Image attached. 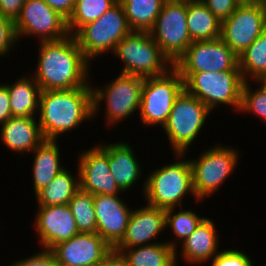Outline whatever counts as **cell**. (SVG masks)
Segmentation results:
<instances>
[{"instance_id": "cell-1", "label": "cell", "mask_w": 266, "mask_h": 266, "mask_svg": "<svg viewBox=\"0 0 266 266\" xmlns=\"http://www.w3.org/2000/svg\"><path fill=\"white\" fill-rule=\"evenodd\" d=\"M38 46L37 67L32 75L41 91L92 87L88 78L92 62L84 56L74 35L39 42Z\"/></svg>"}, {"instance_id": "cell-2", "label": "cell", "mask_w": 266, "mask_h": 266, "mask_svg": "<svg viewBox=\"0 0 266 266\" xmlns=\"http://www.w3.org/2000/svg\"><path fill=\"white\" fill-rule=\"evenodd\" d=\"M38 115L44 139L58 140L93 119L92 87L41 91Z\"/></svg>"}, {"instance_id": "cell-3", "label": "cell", "mask_w": 266, "mask_h": 266, "mask_svg": "<svg viewBox=\"0 0 266 266\" xmlns=\"http://www.w3.org/2000/svg\"><path fill=\"white\" fill-rule=\"evenodd\" d=\"M174 155L176 162L148 172L142 183V195L146 204L164 210L178 209V205L184 207L182 200L189 194L195 198V203L201 202L194 193L189 159H184L185 153H174Z\"/></svg>"}, {"instance_id": "cell-4", "label": "cell", "mask_w": 266, "mask_h": 266, "mask_svg": "<svg viewBox=\"0 0 266 266\" xmlns=\"http://www.w3.org/2000/svg\"><path fill=\"white\" fill-rule=\"evenodd\" d=\"M179 73L184 80V90L211 111L223 104L239 113L244 82L240 70Z\"/></svg>"}, {"instance_id": "cell-5", "label": "cell", "mask_w": 266, "mask_h": 266, "mask_svg": "<svg viewBox=\"0 0 266 266\" xmlns=\"http://www.w3.org/2000/svg\"><path fill=\"white\" fill-rule=\"evenodd\" d=\"M113 54L123 63L121 74L149 78L173 68L149 32L132 31L116 45Z\"/></svg>"}, {"instance_id": "cell-6", "label": "cell", "mask_w": 266, "mask_h": 266, "mask_svg": "<svg viewBox=\"0 0 266 266\" xmlns=\"http://www.w3.org/2000/svg\"><path fill=\"white\" fill-rule=\"evenodd\" d=\"M143 84V77L119 73L102 88L92 85L93 118H97L103 100L106 112L104 118L108 127L125 121L137 110L139 112Z\"/></svg>"}, {"instance_id": "cell-7", "label": "cell", "mask_w": 266, "mask_h": 266, "mask_svg": "<svg viewBox=\"0 0 266 266\" xmlns=\"http://www.w3.org/2000/svg\"><path fill=\"white\" fill-rule=\"evenodd\" d=\"M131 32L124 8L118 1L99 19L82 26L74 37L84 56L91 62L102 54L113 53L116 45Z\"/></svg>"}, {"instance_id": "cell-8", "label": "cell", "mask_w": 266, "mask_h": 266, "mask_svg": "<svg viewBox=\"0 0 266 266\" xmlns=\"http://www.w3.org/2000/svg\"><path fill=\"white\" fill-rule=\"evenodd\" d=\"M212 112L197 97L185 90L175 99L166 124L164 133L174 153H188L189 147L205 126L207 117Z\"/></svg>"}, {"instance_id": "cell-9", "label": "cell", "mask_w": 266, "mask_h": 266, "mask_svg": "<svg viewBox=\"0 0 266 266\" xmlns=\"http://www.w3.org/2000/svg\"><path fill=\"white\" fill-rule=\"evenodd\" d=\"M216 145V146H215ZM204 150L198 157L189 159L192 169L193 189L196 198L204 202L237 169L238 150L229 145L215 144Z\"/></svg>"}, {"instance_id": "cell-10", "label": "cell", "mask_w": 266, "mask_h": 266, "mask_svg": "<svg viewBox=\"0 0 266 266\" xmlns=\"http://www.w3.org/2000/svg\"><path fill=\"white\" fill-rule=\"evenodd\" d=\"M183 90L184 80L174 67L162 76L144 78L139 111L143 126L163 128L175 99Z\"/></svg>"}, {"instance_id": "cell-11", "label": "cell", "mask_w": 266, "mask_h": 266, "mask_svg": "<svg viewBox=\"0 0 266 266\" xmlns=\"http://www.w3.org/2000/svg\"><path fill=\"white\" fill-rule=\"evenodd\" d=\"M149 34L174 65L192 43L187 28V3L164 2Z\"/></svg>"}, {"instance_id": "cell-12", "label": "cell", "mask_w": 266, "mask_h": 266, "mask_svg": "<svg viewBox=\"0 0 266 266\" xmlns=\"http://www.w3.org/2000/svg\"><path fill=\"white\" fill-rule=\"evenodd\" d=\"M17 39L37 37L39 42L59 40L69 35L67 19L44 0H26L14 21ZM22 37V38H21Z\"/></svg>"}, {"instance_id": "cell-13", "label": "cell", "mask_w": 266, "mask_h": 266, "mask_svg": "<svg viewBox=\"0 0 266 266\" xmlns=\"http://www.w3.org/2000/svg\"><path fill=\"white\" fill-rule=\"evenodd\" d=\"M173 67L178 72L240 70L239 56L221 38L193 41Z\"/></svg>"}, {"instance_id": "cell-14", "label": "cell", "mask_w": 266, "mask_h": 266, "mask_svg": "<svg viewBox=\"0 0 266 266\" xmlns=\"http://www.w3.org/2000/svg\"><path fill=\"white\" fill-rule=\"evenodd\" d=\"M265 30L266 13L261 4H240L221 22L220 38L240 56Z\"/></svg>"}, {"instance_id": "cell-15", "label": "cell", "mask_w": 266, "mask_h": 266, "mask_svg": "<svg viewBox=\"0 0 266 266\" xmlns=\"http://www.w3.org/2000/svg\"><path fill=\"white\" fill-rule=\"evenodd\" d=\"M77 161L81 190L92 195L124 193L111 174L109 155L98 143L80 153Z\"/></svg>"}, {"instance_id": "cell-16", "label": "cell", "mask_w": 266, "mask_h": 266, "mask_svg": "<svg viewBox=\"0 0 266 266\" xmlns=\"http://www.w3.org/2000/svg\"><path fill=\"white\" fill-rule=\"evenodd\" d=\"M34 219L40 247L52 249L60 242L67 241L79 234L75 218L66 205L38 206Z\"/></svg>"}, {"instance_id": "cell-17", "label": "cell", "mask_w": 266, "mask_h": 266, "mask_svg": "<svg viewBox=\"0 0 266 266\" xmlns=\"http://www.w3.org/2000/svg\"><path fill=\"white\" fill-rule=\"evenodd\" d=\"M58 264L64 266H97L112 247L97 233H79L51 249Z\"/></svg>"}, {"instance_id": "cell-18", "label": "cell", "mask_w": 266, "mask_h": 266, "mask_svg": "<svg viewBox=\"0 0 266 266\" xmlns=\"http://www.w3.org/2000/svg\"><path fill=\"white\" fill-rule=\"evenodd\" d=\"M97 234L114 248L125 234L132 207L119 195H93Z\"/></svg>"}, {"instance_id": "cell-19", "label": "cell", "mask_w": 266, "mask_h": 266, "mask_svg": "<svg viewBox=\"0 0 266 266\" xmlns=\"http://www.w3.org/2000/svg\"><path fill=\"white\" fill-rule=\"evenodd\" d=\"M166 210L148 204L132 210L122 240L114 248H132L159 243L155 238L166 231Z\"/></svg>"}, {"instance_id": "cell-20", "label": "cell", "mask_w": 266, "mask_h": 266, "mask_svg": "<svg viewBox=\"0 0 266 266\" xmlns=\"http://www.w3.org/2000/svg\"><path fill=\"white\" fill-rule=\"evenodd\" d=\"M37 117H11L0 125V141L18 155L30 154L43 141Z\"/></svg>"}, {"instance_id": "cell-21", "label": "cell", "mask_w": 266, "mask_h": 266, "mask_svg": "<svg viewBox=\"0 0 266 266\" xmlns=\"http://www.w3.org/2000/svg\"><path fill=\"white\" fill-rule=\"evenodd\" d=\"M99 145L109 155V168L116 184L125 193L129 191L143 175V167L139 163L131 144L125 141ZM129 189V190H128Z\"/></svg>"}, {"instance_id": "cell-22", "label": "cell", "mask_w": 266, "mask_h": 266, "mask_svg": "<svg viewBox=\"0 0 266 266\" xmlns=\"http://www.w3.org/2000/svg\"><path fill=\"white\" fill-rule=\"evenodd\" d=\"M215 222L206 217L196 230L180 244V257L185 264L208 263L219 252V233Z\"/></svg>"}, {"instance_id": "cell-23", "label": "cell", "mask_w": 266, "mask_h": 266, "mask_svg": "<svg viewBox=\"0 0 266 266\" xmlns=\"http://www.w3.org/2000/svg\"><path fill=\"white\" fill-rule=\"evenodd\" d=\"M58 140L45 139L33 152L32 178L34 195L48 185L66 167L61 166Z\"/></svg>"}, {"instance_id": "cell-24", "label": "cell", "mask_w": 266, "mask_h": 266, "mask_svg": "<svg viewBox=\"0 0 266 266\" xmlns=\"http://www.w3.org/2000/svg\"><path fill=\"white\" fill-rule=\"evenodd\" d=\"M13 117H36L39 112L40 86L30 74L6 83ZM37 114V115H36Z\"/></svg>"}, {"instance_id": "cell-25", "label": "cell", "mask_w": 266, "mask_h": 266, "mask_svg": "<svg viewBox=\"0 0 266 266\" xmlns=\"http://www.w3.org/2000/svg\"><path fill=\"white\" fill-rule=\"evenodd\" d=\"M122 253L128 266H177L175 249L166 241L132 248H113Z\"/></svg>"}, {"instance_id": "cell-26", "label": "cell", "mask_w": 266, "mask_h": 266, "mask_svg": "<svg viewBox=\"0 0 266 266\" xmlns=\"http://www.w3.org/2000/svg\"><path fill=\"white\" fill-rule=\"evenodd\" d=\"M187 28L192 42L221 36V22L201 0L187 3Z\"/></svg>"}, {"instance_id": "cell-27", "label": "cell", "mask_w": 266, "mask_h": 266, "mask_svg": "<svg viewBox=\"0 0 266 266\" xmlns=\"http://www.w3.org/2000/svg\"><path fill=\"white\" fill-rule=\"evenodd\" d=\"M77 174L71 173L67 168L63 169L35 196L38 206L66 205L74 194L80 189L79 169Z\"/></svg>"}, {"instance_id": "cell-28", "label": "cell", "mask_w": 266, "mask_h": 266, "mask_svg": "<svg viewBox=\"0 0 266 266\" xmlns=\"http://www.w3.org/2000/svg\"><path fill=\"white\" fill-rule=\"evenodd\" d=\"M132 31L149 32L159 15L164 0H119Z\"/></svg>"}, {"instance_id": "cell-29", "label": "cell", "mask_w": 266, "mask_h": 266, "mask_svg": "<svg viewBox=\"0 0 266 266\" xmlns=\"http://www.w3.org/2000/svg\"><path fill=\"white\" fill-rule=\"evenodd\" d=\"M176 212V208L166 210V229L170 227L169 231H172V239L166 240V242L175 249V260L178 266L179 258V243L186 240L198 227V225L206 218L198 215L196 212L190 209L179 208ZM172 240V241H171ZM179 242V243H178ZM178 243V244H177Z\"/></svg>"}, {"instance_id": "cell-30", "label": "cell", "mask_w": 266, "mask_h": 266, "mask_svg": "<svg viewBox=\"0 0 266 266\" xmlns=\"http://www.w3.org/2000/svg\"><path fill=\"white\" fill-rule=\"evenodd\" d=\"M239 69L244 82L266 76V30L239 56Z\"/></svg>"}, {"instance_id": "cell-31", "label": "cell", "mask_w": 266, "mask_h": 266, "mask_svg": "<svg viewBox=\"0 0 266 266\" xmlns=\"http://www.w3.org/2000/svg\"><path fill=\"white\" fill-rule=\"evenodd\" d=\"M119 0H77L67 19L69 34L74 35L82 26L99 19Z\"/></svg>"}, {"instance_id": "cell-32", "label": "cell", "mask_w": 266, "mask_h": 266, "mask_svg": "<svg viewBox=\"0 0 266 266\" xmlns=\"http://www.w3.org/2000/svg\"><path fill=\"white\" fill-rule=\"evenodd\" d=\"M68 206L75 218L79 233H97L92 194L79 189L68 203Z\"/></svg>"}, {"instance_id": "cell-33", "label": "cell", "mask_w": 266, "mask_h": 266, "mask_svg": "<svg viewBox=\"0 0 266 266\" xmlns=\"http://www.w3.org/2000/svg\"><path fill=\"white\" fill-rule=\"evenodd\" d=\"M251 81L243 82L240 112L256 115L266 122V87L261 81H254L257 88L251 89ZM258 84V85H257Z\"/></svg>"}, {"instance_id": "cell-34", "label": "cell", "mask_w": 266, "mask_h": 266, "mask_svg": "<svg viewBox=\"0 0 266 266\" xmlns=\"http://www.w3.org/2000/svg\"><path fill=\"white\" fill-rule=\"evenodd\" d=\"M211 260V266H253L250 256L238 249L219 251Z\"/></svg>"}, {"instance_id": "cell-35", "label": "cell", "mask_w": 266, "mask_h": 266, "mask_svg": "<svg viewBox=\"0 0 266 266\" xmlns=\"http://www.w3.org/2000/svg\"><path fill=\"white\" fill-rule=\"evenodd\" d=\"M18 43L14 21L0 15V58L11 53Z\"/></svg>"}, {"instance_id": "cell-36", "label": "cell", "mask_w": 266, "mask_h": 266, "mask_svg": "<svg viewBox=\"0 0 266 266\" xmlns=\"http://www.w3.org/2000/svg\"><path fill=\"white\" fill-rule=\"evenodd\" d=\"M57 258L51 249L42 248L30 257L19 259L10 266H57Z\"/></svg>"}, {"instance_id": "cell-37", "label": "cell", "mask_w": 266, "mask_h": 266, "mask_svg": "<svg viewBox=\"0 0 266 266\" xmlns=\"http://www.w3.org/2000/svg\"><path fill=\"white\" fill-rule=\"evenodd\" d=\"M206 7L219 19H227L240 5L238 0H201Z\"/></svg>"}, {"instance_id": "cell-38", "label": "cell", "mask_w": 266, "mask_h": 266, "mask_svg": "<svg viewBox=\"0 0 266 266\" xmlns=\"http://www.w3.org/2000/svg\"><path fill=\"white\" fill-rule=\"evenodd\" d=\"M25 2L26 0H0V15L15 21Z\"/></svg>"}, {"instance_id": "cell-39", "label": "cell", "mask_w": 266, "mask_h": 266, "mask_svg": "<svg viewBox=\"0 0 266 266\" xmlns=\"http://www.w3.org/2000/svg\"><path fill=\"white\" fill-rule=\"evenodd\" d=\"M12 117L9 92L6 84H0V125Z\"/></svg>"}, {"instance_id": "cell-40", "label": "cell", "mask_w": 266, "mask_h": 266, "mask_svg": "<svg viewBox=\"0 0 266 266\" xmlns=\"http://www.w3.org/2000/svg\"><path fill=\"white\" fill-rule=\"evenodd\" d=\"M76 1L77 0H44L48 6L58 11L66 19L72 14Z\"/></svg>"}, {"instance_id": "cell-41", "label": "cell", "mask_w": 266, "mask_h": 266, "mask_svg": "<svg viewBox=\"0 0 266 266\" xmlns=\"http://www.w3.org/2000/svg\"><path fill=\"white\" fill-rule=\"evenodd\" d=\"M97 266H128V263L121 252L112 248Z\"/></svg>"}, {"instance_id": "cell-42", "label": "cell", "mask_w": 266, "mask_h": 266, "mask_svg": "<svg viewBox=\"0 0 266 266\" xmlns=\"http://www.w3.org/2000/svg\"><path fill=\"white\" fill-rule=\"evenodd\" d=\"M240 4L261 3V0H238Z\"/></svg>"}, {"instance_id": "cell-43", "label": "cell", "mask_w": 266, "mask_h": 266, "mask_svg": "<svg viewBox=\"0 0 266 266\" xmlns=\"http://www.w3.org/2000/svg\"><path fill=\"white\" fill-rule=\"evenodd\" d=\"M165 2H184V3H189V2H193L196 0H164Z\"/></svg>"}, {"instance_id": "cell-44", "label": "cell", "mask_w": 266, "mask_h": 266, "mask_svg": "<svg viewBox=\"0 0 266 266\" xmlns=\"http://www.w3.org/2000/svg\"><path fill=\"white\" fill-rule=\"evenodd\" d=\"M261 6H262V8H263V10L265 11V13H266V0H261Z\"/></svg>"}, {"instance_id": "cell-45", "label": "cell", "mask_w": 266, "mask_h": 266, "mask_svg": "<svg viewBox=\"0 0 266 266\" xmlns=\"http://www.w3.org/2000/svg\"><path fill=\"white\" fill-rule=\"evenodd\" d=\"M261 82H262L263 85L266 87V76L261 80Z\"/></svg>"}]
</instances>
